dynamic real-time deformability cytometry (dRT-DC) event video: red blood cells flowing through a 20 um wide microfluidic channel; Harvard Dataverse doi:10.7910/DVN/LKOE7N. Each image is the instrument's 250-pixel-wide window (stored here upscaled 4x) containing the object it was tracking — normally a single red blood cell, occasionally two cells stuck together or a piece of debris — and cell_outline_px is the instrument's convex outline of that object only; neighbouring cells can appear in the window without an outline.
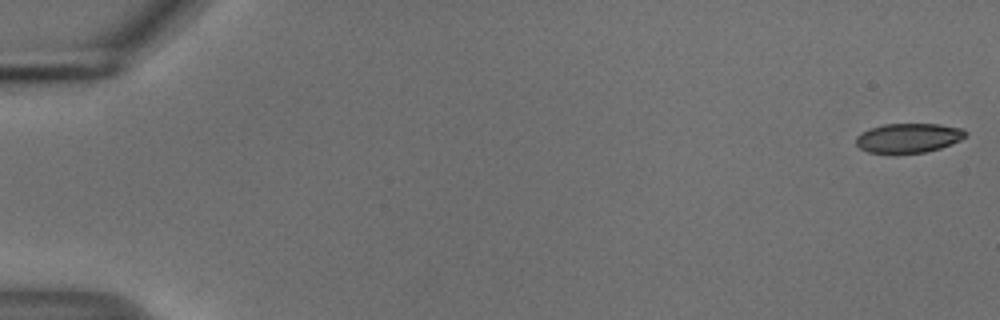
{"species": "common noctule bat (a hibernating species)", "species_latin": "Nyctalus noctula", "temperature_condition": "cold", "stored_images_in_passage": 45, "camera_frame_rate_fps": 3000, "um_per_image_px": 0.085, "animal": {"sex": "male", "body_mass_g": 18.8}, "frame": {"image": 1, "passage_image": 1, "time_ms": 0.0, "image_size_px": [1000, 320], "cell_outline_px": [[968, 136], [952, 144], [940, 148], [924, 152], [896, 156], [892, 156], [868, 152], [860, 148], [856, 144], [856, 136], [860, 132], [884, 124], [940, 124], [964, 128], [968, 132]], "centroid_in_image_um": [77.22, 11.76], "position_along_channel_um": 7.8, "area_um2": 19.59}}
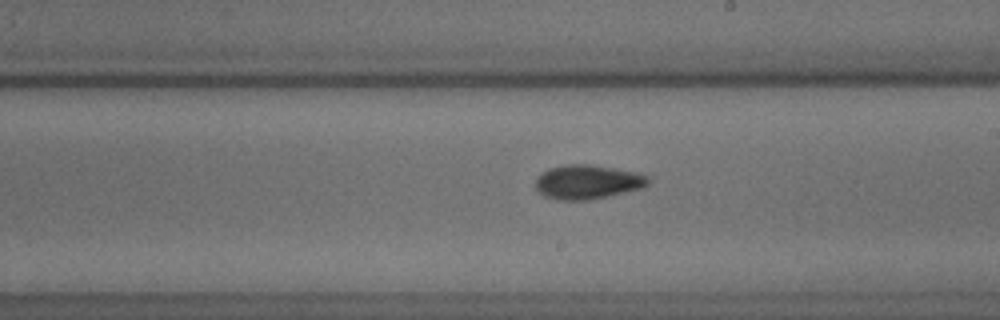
{"frame": {"image": 2, "passage_image": 32, "time_ms": 10.333, "image_size_px": [1000, 320], "cell_outline_px": [[648, 184], [640, 188], [604, 196], [584, 200], [560, 200], [544, 196], [536, 188], [536, 180], [548, 168], [564, 164], [592, 164], [636, 172], [648, 176]], "centroid_in_image_um": [49.91, 15.44], "position_along_channel_um": 239.1, "area_um2": 22.02}}
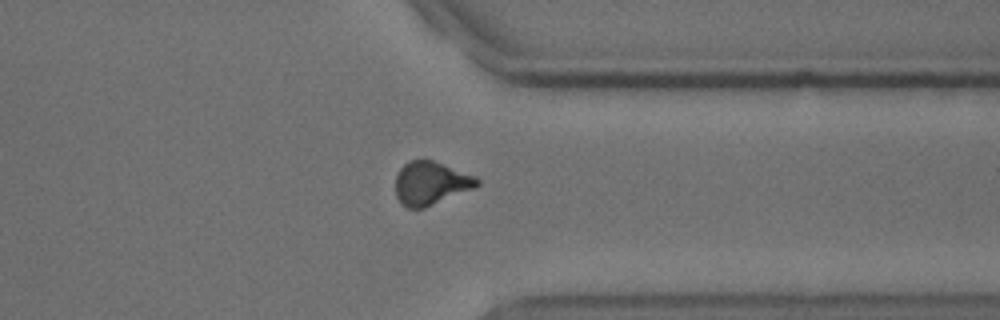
{"frame": {"image": 3, "passage_image": 43, "time_ms": 14.0, "image_size_px": [1000, 320], "cell_outline_px": [[480, 184], [476, 188], [424, 208], [408, 208], [400, 204], [396, 196], [396, 176], [400, 168], [408, 160], [432, 160], [476, 176], [480, 180]], "centroid_in_image_um": [36.62, 15.58], "position_along_channel_um": 374.8, "area_um2": 20.75}}